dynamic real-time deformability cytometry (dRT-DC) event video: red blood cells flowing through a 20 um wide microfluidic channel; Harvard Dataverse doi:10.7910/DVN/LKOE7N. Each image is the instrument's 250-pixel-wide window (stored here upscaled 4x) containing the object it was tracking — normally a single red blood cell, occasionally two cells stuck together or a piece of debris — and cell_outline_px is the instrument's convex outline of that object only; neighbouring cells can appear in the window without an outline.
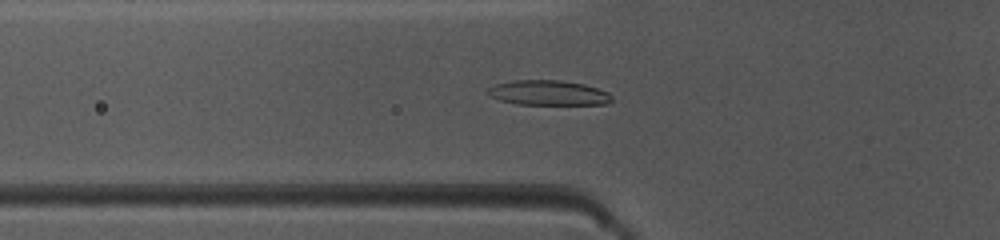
{"species": "common noctule bat (a hibernating species)", "species_latin": "Nyctalus noctula", "temperature_condition": "warm", "stored_images_in_passage": 49, "camera_frame_rate_fps": 3000, "um_per_image_px": 0.085, "animal": {"sex": "female", "body_mass_g": 10.0, "forearm_length_mm": 53.1}, "frame": {"image": 1, "passage_image": 17, "time_ms": 5.333, "image_size_px": [1000, 240], "cell_outline_px": [[612, 100], [608, 104], [516, 104], [500, 100], [488, 96], [484, 92], [488, 88], [496, 84], [512, 80], [560, 80], [584, 84], [608, 92], [612, 96]], "centroid_in_image_um": [46.56, 7.89], "position_along_channel_um": 79.2, "area_um2": 18.09}}
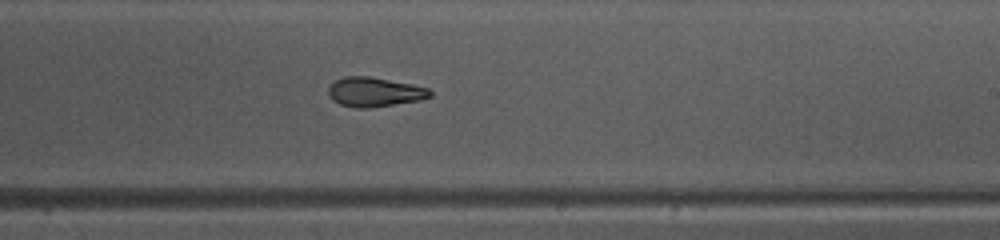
{"frame": {"image": 2, "passage_image": 30, "time_ms": 9.667, "image_size_px": [1000, 240], "cell_outline_px": [[432, 96], [420, 100], [368, 108], [356, 108], [340, 104], [332, 100], [328, 96], [328, 88], [336, 80], [344, 76], [368, 76], [412, 84], [428, 88], [432, 92]], "centroid_in_image_um": [31.82, 7.82], "position_along_channel_um": 257.2, "area_um2": 17.4}}
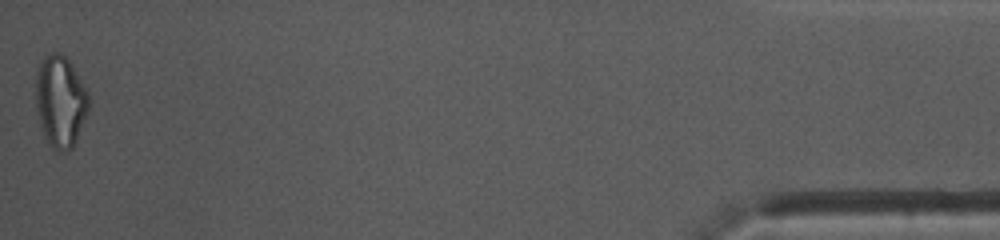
{"frame": {"image": 3, "passage_image": 49, "time_ms": 16.0, "image_size_px": [1000, 240], "cell_outline_px": [[88, 112], [76, 140], [72, 148], [68, 152], [60, 152], [52, 148], [44, 136], [36, 112], [36, 72], [44, 56], [52, 52], [60, 52], [68, 60], [88, 92]], "centroid_in_image_um": [5.12, 8.64], "position_along_channel_um": 430.1, "area_um2": 28.21}, "authors_computed_cell_mechanics": {"area_um2": 18.4382, "velocity_mm_per_s": 4.0743, "shape_relaxation_time_tau1_ms": 4.6144, "shape_relaxation_time_tau2_ms": 4.5437, "deformation_change_tau1": 0.1875, "deformation_change_tau2": 0.0951}}